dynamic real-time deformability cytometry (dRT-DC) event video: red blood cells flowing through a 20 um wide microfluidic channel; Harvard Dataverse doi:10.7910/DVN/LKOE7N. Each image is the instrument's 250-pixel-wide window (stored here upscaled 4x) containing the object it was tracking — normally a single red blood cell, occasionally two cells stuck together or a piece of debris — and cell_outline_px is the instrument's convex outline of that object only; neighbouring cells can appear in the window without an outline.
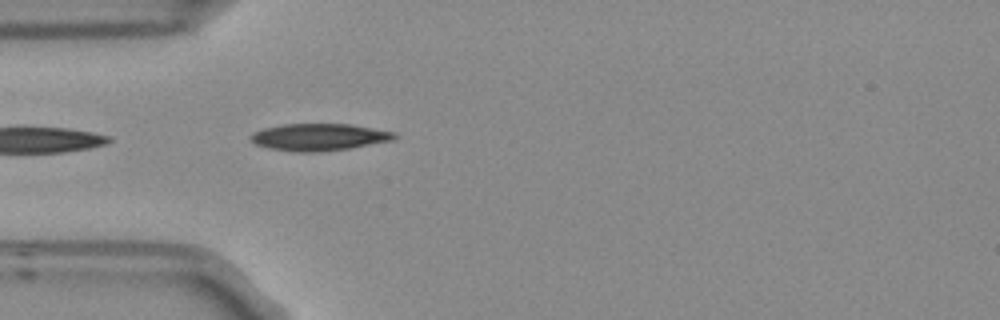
{"species": "Egyptian fruit bat (a non-hibernating species)", "species_latin": "Rousettus aegyptiacus", "temperature_condition": "room temperature", "stored_images_in_passage": 1, "camera_frame_rate_fps": 3000, "um_per_image_px": 0.085, "frame": {"image": 1, "passage_image": 1, "time_ms": 0.0, "image_size_px": [1000, 320], "cell_outline_px": [[400, 136], [392, 140], [348, 148], [320, 152], [296, 152], [268, 148], [256, 144], [252, 140], [252, 132], [264, 128], [284, 124], [352, 124], [396, 132]], "centroid_in_image_um": [27.15, 11.65], "position_along_channel_um": 57.8, "area_um2": 22.6}}